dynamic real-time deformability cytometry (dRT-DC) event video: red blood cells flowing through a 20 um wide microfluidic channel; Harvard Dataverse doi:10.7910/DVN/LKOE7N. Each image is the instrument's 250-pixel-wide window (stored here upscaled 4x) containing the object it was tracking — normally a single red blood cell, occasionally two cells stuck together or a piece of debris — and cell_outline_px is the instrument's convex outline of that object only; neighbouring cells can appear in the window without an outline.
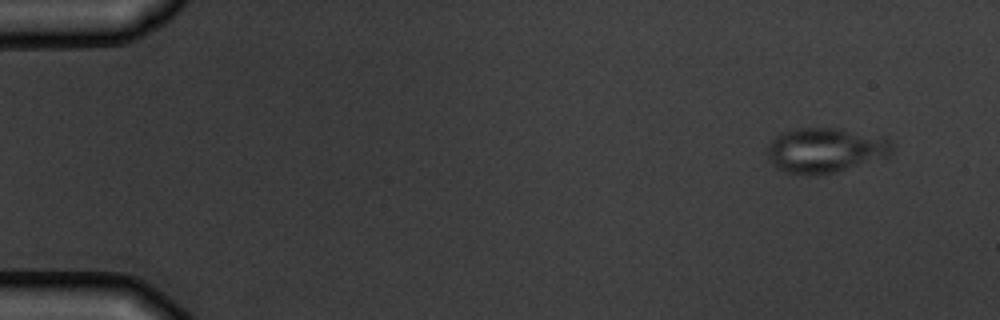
{"species": "common noctule bat (a hibernating species)", "species_latin": "Nyctalus noctula", "temperature_condition": "warm", "stored_images_in_passage": 6, "camera_frame_rate_fps": 3000, "um_per_image_px": 0.085, "animal": {"sex": "male", "body_mass_g": 19.5, "forearm_length_mm": 54.6}, "frame": {"image": 1, "passage_image": 1, "time_ms": 0.0, "image_size_px": [1000, 320], "cell_outline_px": [[896, 144], [892, 152], [888, 156], [836, 172], [820, 176], [784, 172], [776, 168], [768, 160], [764, 152], [764, 148], [776, 136], [784, 132], [796, 128], [836, 128], [884, 136], [892, 140]], "centroid_in_image_um": [70.14, 12.77], "position_along_channel_um": 14.9, "area_um2": 33.35}}